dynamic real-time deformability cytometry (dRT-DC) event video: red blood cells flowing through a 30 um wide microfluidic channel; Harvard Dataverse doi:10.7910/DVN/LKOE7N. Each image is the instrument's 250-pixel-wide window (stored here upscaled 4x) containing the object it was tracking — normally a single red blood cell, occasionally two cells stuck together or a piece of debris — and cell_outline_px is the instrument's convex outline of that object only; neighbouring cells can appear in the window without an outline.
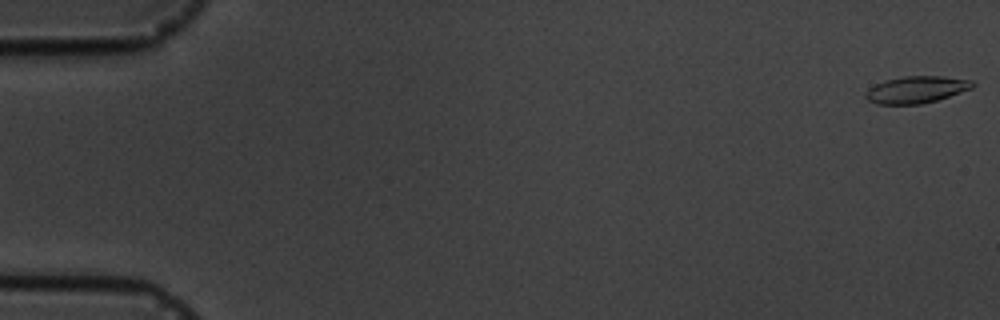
{"species": "common noctule bat (a hibernating species)", "species_latin": "Nyctalus noctula", "temperature_condition": "cold", "stored_images_in_passage": 7, "camera_frame_rate_fps": 3000, "um_per_image_px": 0.085, "animal": {"sex": "male", "body_mass_g": 19.5, "forearm_length_mm": 54.6}, "frame": {"image": 1, "passage_image": 1, "time_ms": 0.0, "image_size_px": [1000, 320], "cell_outline_px": [[976, 84], [972, 88], [936, 100], [920, 104], [876, 104], [868, 100], [864, 96], [868, 88], [884, 80], [904, 76], [944, 76], [972, 80]], "centroid_in_image_um": [77.87, 7.61], "position_along_channel_um": 7.1, "area_um2": 16.76}}
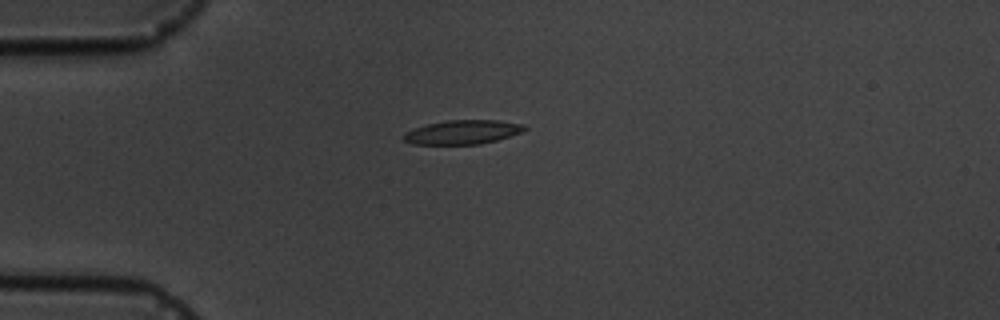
{"frame": {"image": 2, "passage_image": 5, "time_ms": 4.667, "image_size_px": [1000, 320], "cell_outline_px": [[528, 128], [520, 132], [496, 140], [480, 144], [416, 144], [404, 140], [404, 132], [428, 124], [448, 120], [496, 120], [524, 124]], "centroid_in_image_um": [39.34, 11.22], "position_along_channel_um": 45.7, "area_um2": 16.65}}
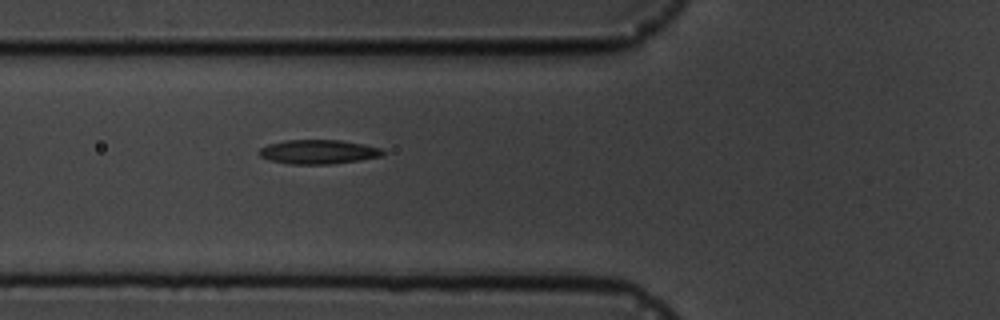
{"frame": {"image": 3, "passage_image": 7, "time_ms": 6.667, "image_size_px": [1000, 320], "cell_outline_px": [[384, 152], [380, 156], [360, 160], [328, 164], [292, 164], [268, 160], [260, 156], [260, 148], [268, 144], [284, 140], [340, 140], [364, 144], [380, 148]], "centroid_in_image_um": [27.03, 12.9], "position_along_channel_um": 98.8, "area_um2": 17.28}}